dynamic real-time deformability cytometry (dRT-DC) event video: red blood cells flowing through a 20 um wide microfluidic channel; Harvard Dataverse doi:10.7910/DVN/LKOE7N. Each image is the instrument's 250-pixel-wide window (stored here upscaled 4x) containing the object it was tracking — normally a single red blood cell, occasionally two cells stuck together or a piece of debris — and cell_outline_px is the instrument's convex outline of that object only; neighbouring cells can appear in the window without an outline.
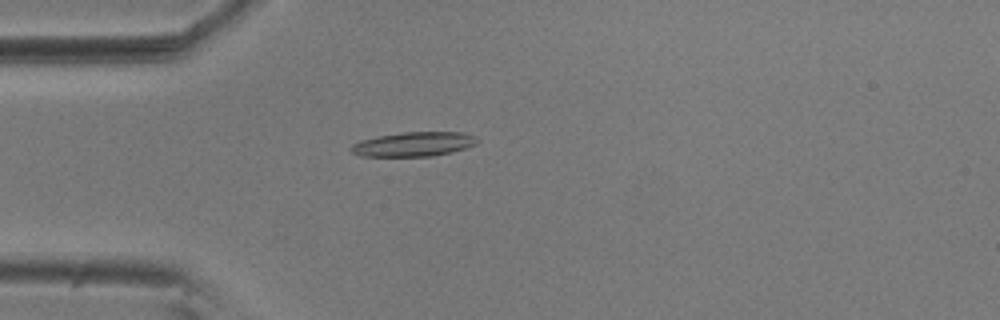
{"species": "common noctule bat (a hibernating species)", "species_latin": "Nyctalus noctula", "temperature_condition": "room temperature", "stored_images_in_passage": 55, "camera_frame_rate_fps": 3000, "um_per_image_px": 0.085, "animal": {"sex": "male", "body_mass_g": 20.5, "forearm_length_mm": 52.5}, "frame": {"image": 1, "passage_image": 15, "time_ms": 4.667, "image_size_px": [1000, 320], "cell_outline_px": [[480, 140], [476, 144], [452, 152], [432, 156], [360, 156], [352, 152], [348, 148], [352, 144], [360, 140], [376, 136], [404, 132], [464, 132], [476, 136]], "centroid_in_image_um": [35.16, 12.25], "position_along_channel_um": 49.8, "area_um2": 18.09}}
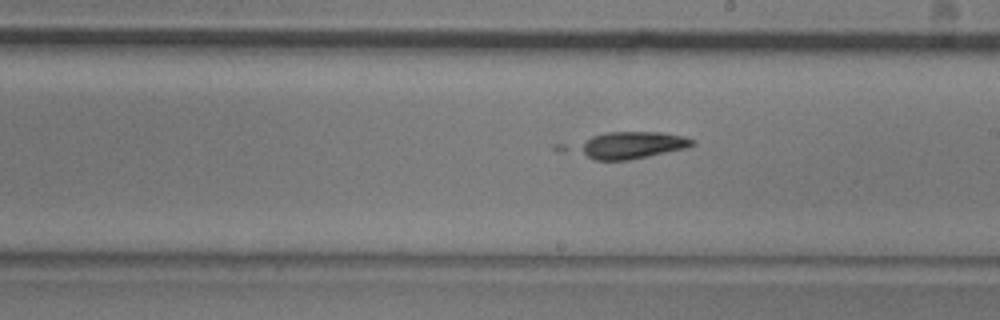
{"frame": {"image": 2, "passage_image": 31, "time_ms": 10.0, "image_size_px": [1000, 320], "cell_outline_px": [[696, 144], [688, 148], [628, 160], [596, 160], [588, 156], [576, 148], [580, 144], [592, 136], [608, 132], [664, 132], [684, 136], [696, 140]], "centroid_in_image_um": [53.79, 12.32], "position_along_channel_um": 235.2, "area_um2": 17.92}}
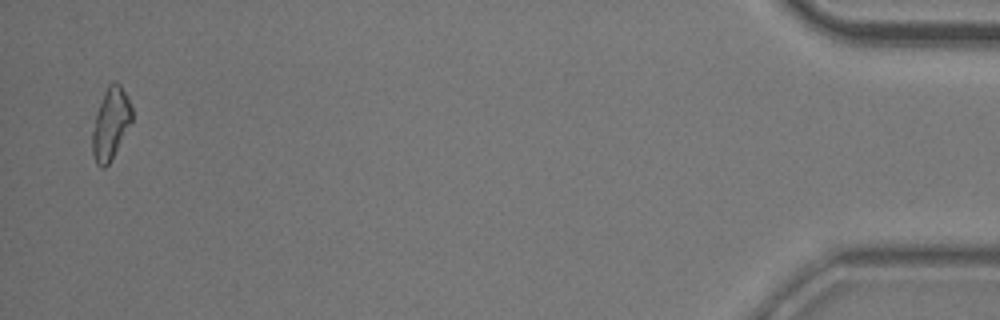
{"frame": {"image": 3, "passage_image": 54, "time_ms": 17.667, "image_size_px": [1000, 320], "cell_outline_px": [[132, 120], [108, 164], [104, 168], [100, 168], [96, 164], [92, 152], [92, 132], [96, 112], [104, 92], [108, 84], [116, 80], [120, 84], [128, 96], [132, 108]], "centroid_in_image_um": [9.39, 10.47], "position_along_channel_um": 425.8, "area_um2": 16.42}}